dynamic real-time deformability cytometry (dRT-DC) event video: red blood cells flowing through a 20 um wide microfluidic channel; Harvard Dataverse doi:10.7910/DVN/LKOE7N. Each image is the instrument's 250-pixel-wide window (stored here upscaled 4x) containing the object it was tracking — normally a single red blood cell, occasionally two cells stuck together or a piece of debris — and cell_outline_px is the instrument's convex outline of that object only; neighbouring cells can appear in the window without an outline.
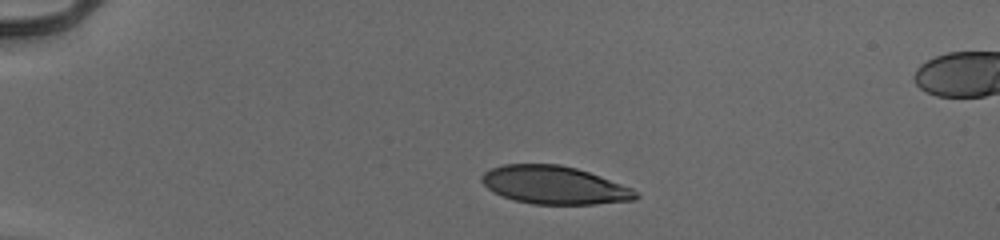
{"species": "human", "species_latin": "Homo sapiens", "temperature_condition": "cold", "stored_images_in_passage": 36, "camera_frame_rate_fps": 3000, "um_per_image_px": 0.085, "donor": {"sex": "male"}, "frame": {"image": 1, "passage_image": 1, "time_ms": 0.0, "image_size_px": [1000, 240], "cell_outline_px": [[640, 196], [636, 200], [596, 204], [532, 204], [512, 200], [492, 192], [480, 180], [480, 176], [484, 172], [492, 168], [504, 164], [560, 164], [576, 168], [600, 176], [632, 188]], "centroid_in_image_um": [47.1, 15.74], "position_along_channel_um": 37.9, "area_um2": 34.28}}
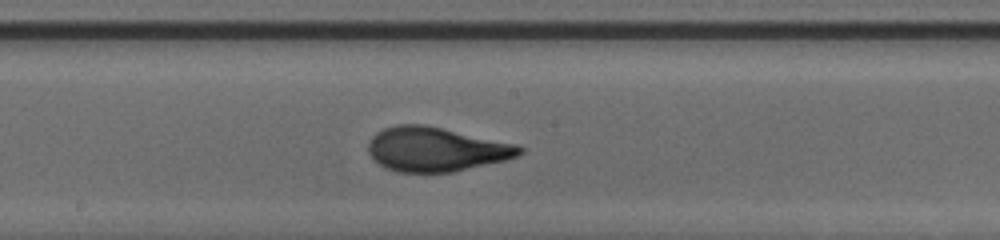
{"frame": {"image": 2, "passage_image": 19, "time_ms": 6.0, "image_size_px": [1000, 240], "cell_outline_px": [[524, 152], [516, 156], [504, 160], [452, 172], [396, 172], [384, 168], [368, 152], [368, 144], [372, 136], [376, 132], [384, 128], [396, 124], [424, 124], [516, 144], [524, 148]], "centroid_in_image_um": [37.03, 12.68], "position_along_channel_um": 211.2, "area_um2": 38.84}}
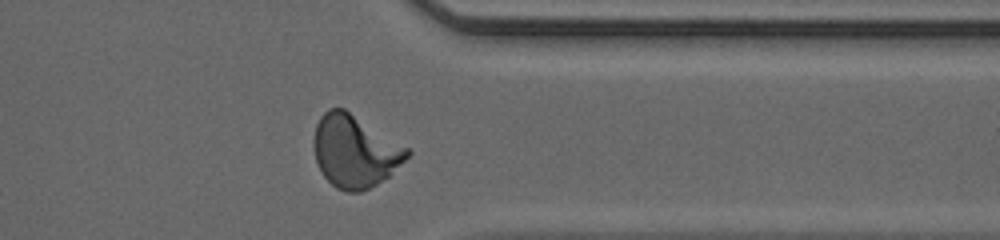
{"frame": {"image": 3, "passage_image": 32, "time_ms": 10.333, "image_size_px": [1000, 240], "cell_outline_px": [[412, 152], [388, 176], [376, 184], [360, 192], [348, 192], [336, 188], [324, 176], [316, 160], [316, 124], [320, 116], [328, 108], [344, 108], [408, 148]], "centroid_in_image_um": [30.17, 12.85], "position_along_channel_um": 381.2, "area_um2": 38.44}, "authors_computed_cell_mechanics": {"area_um2": 37.8879, "velocity_mm_per_s": 3.971, "shape_relaxation_time_tau1_ms": 4.4228, "shape_relaxation_time_tau2_ms": null, "deformation_change_tau1": 0.2142, "deformation_change_tau2": null}}